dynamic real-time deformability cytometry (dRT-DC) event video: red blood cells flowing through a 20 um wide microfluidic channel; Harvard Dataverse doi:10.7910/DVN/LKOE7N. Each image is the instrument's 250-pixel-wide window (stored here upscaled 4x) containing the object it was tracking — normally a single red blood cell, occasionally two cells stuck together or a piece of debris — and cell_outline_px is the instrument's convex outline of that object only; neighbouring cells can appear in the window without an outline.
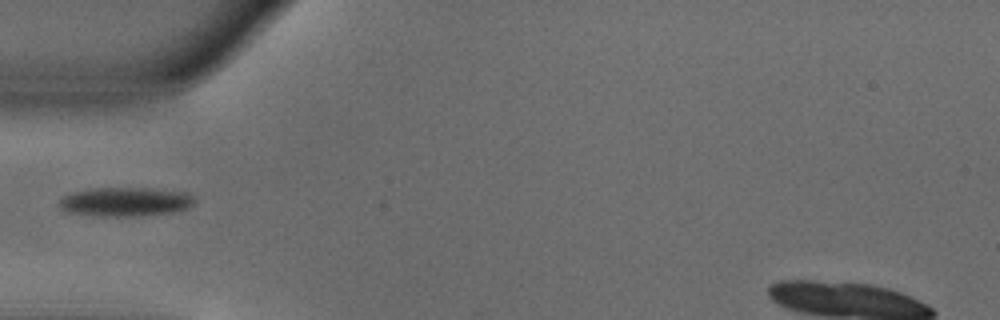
{"species": "common noctule bat (a hibernating species)", "species_latin": "Nyctalus noctula", "temperature_condition": "warm", "stored_images_in_passage": 36, "camera_frame_rate_fps": 3000, "um_per_image_px": 0.085, "animal": {"sex": "male", "body_mass_g": 18.8}, "frame": {"image": 1, "passage_image": 1, "time_ms": 0.0, "image_size_px": [1000, 320], "cell_outline_px": [[196, 200], [188, 208], [172, 212], [136, 216], [100, 216], [68, 212], [60, 208], [60, 200], [64, 196], [72, 192], [96, 188], [144, 188], [188, 192]], "centroid_in_image_um": [10.67, 17.15], "position_along_channel_um": 74.3, "area_um2": 22.72}}
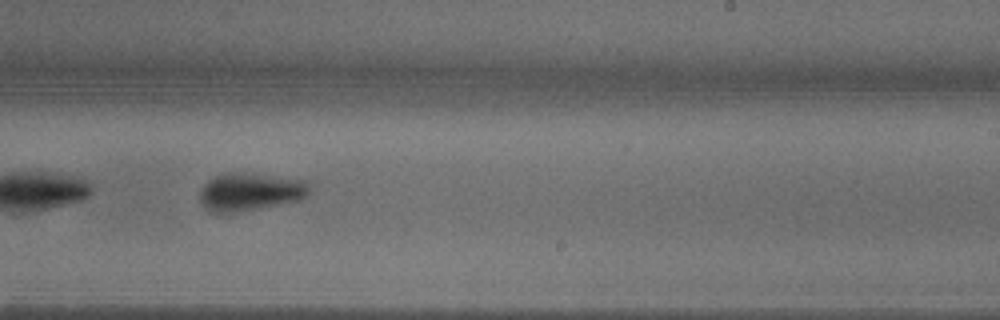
{"frame": {"image": 2, "passage_image": 16, "time_ms": 5.0, "image_size_px": [1000, 320], "cell_outline_px": [[312, 184], [308, 192], [304, 196], [296, 200], [276, 204], [232, 212], [208, 212], [200, 200], [200, 188], [208, 180], [216, 176], [228, 172], [236, 172], [308, 180]], "centroid_in_image_um": [21.23, 16.28], "position_along_channel_um": 267.8, "area_um2": 23.7}}